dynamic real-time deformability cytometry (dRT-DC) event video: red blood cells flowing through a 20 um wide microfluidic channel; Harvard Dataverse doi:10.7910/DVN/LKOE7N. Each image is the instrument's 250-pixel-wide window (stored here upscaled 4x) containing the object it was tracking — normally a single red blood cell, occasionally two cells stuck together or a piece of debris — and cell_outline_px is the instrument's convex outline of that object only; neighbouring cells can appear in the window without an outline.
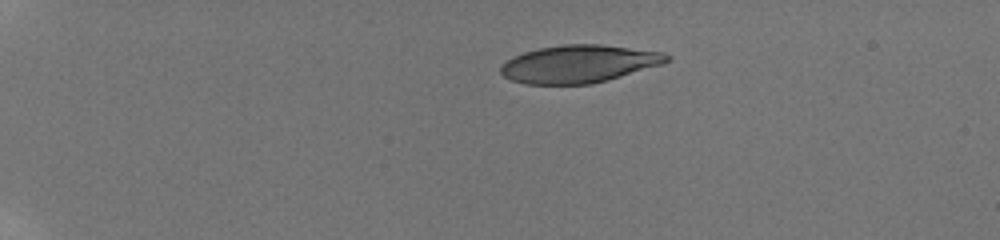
{"species": "human", "species_latin": "Homo sapiens", "temperature_condition": "room temperature", "stored_images_in_passage": 54, "camera_frame_rate_fps": 3000, "um_per_image_px": 0.085, "donor": {"sex": "male"}, "frame": {"image": 1, "passage_image": 1, "time_ms": 0.0, "image_size_px": [1000, 240], "cell_outline_px": [[672, 60], [660, 64], [608, 80], [592, 84], [524, 84], [512, 80], [504, 76], [500, 72], [500, 68], [512, 56], [524, 52], [540, 48], [564, 44], [600, 44], [664, 52], [672, 56]], "centroid_in_image_um": [49.22, 5.43], "position_along_channel_um": 35.8, "area_um2": 36.36}}
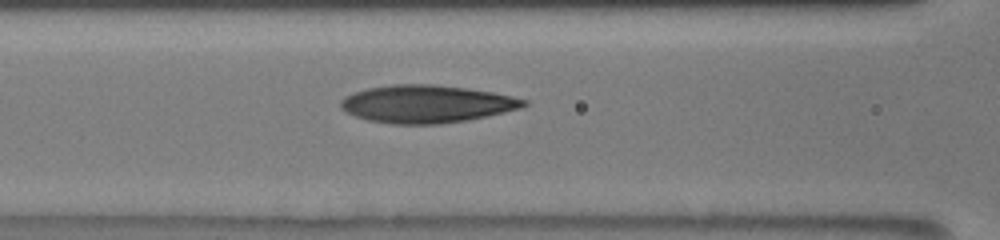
{"frame": {"image": 2, "passage_image": 22, "time_ms": 5.0, "image_size_px": [1000, 240], "cell_outline_px": [[528, 104], [520, 108], [488, 116], [468, 120], [440, 124], [392, 124], [368, 120], [356, 116], [340, 108], [340, 100], [344, 96], [368, 88], [392, 84], [436, 84], [492, 92], [512, 96], [528, 100]], "centroid_in_image_um": [36.26, 8.84], "position_along_channel_um": 130.3, "area_um2": 40.17}}
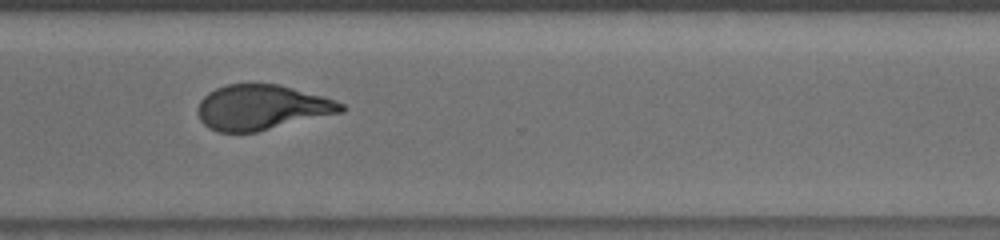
{"frame": {"image": 3, "passage_image": 40, "time_ms": 10.667, "image_size_px": [1000, 240], "cell_outline_px": [[348, 108], [344, 112], [256, 132], [220, 132], [208, 128], [200, 120], [200, 100], [208, 92], [216, 88], [228, 84], [280, 84], [336, 100], [344, 104]], "centroid_in_image_um": [22.3, 9.13], "position_along_channel_um": 348.3, "area_um2": 37.57}, "authors_computed_cell_mechanics": {"area_um2": 38.1191, "velocity_mm_per_s": 3.8556, "shape_relaxation_time_tau1_ms": 7.2059, "shape_relaxation_time_tau2_ms": 1.5525, "deformation_change_tau1": 0.2431, "deformation_change_tau2": 0.0925}}